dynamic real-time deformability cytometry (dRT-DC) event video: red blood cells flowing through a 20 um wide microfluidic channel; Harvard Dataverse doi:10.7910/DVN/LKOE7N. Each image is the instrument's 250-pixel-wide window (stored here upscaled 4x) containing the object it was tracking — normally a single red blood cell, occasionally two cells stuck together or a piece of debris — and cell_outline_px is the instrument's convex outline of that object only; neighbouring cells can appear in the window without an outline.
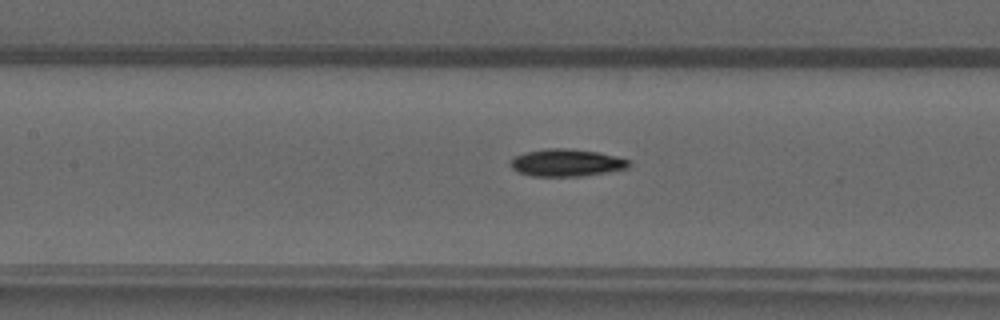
{"species": "common noctule bat (a hibernating species)", "species_latin": "Nyctalus noctula", "temperature_condition": "warm", "stored_images_in_passage": 33, "camera_frame_rate_fps": 3000, "um_per_image_px": 0.085, "animal": {"sex": "male", "forearm_length_mm": 52.5}, "frame": {"image": 1, "passage_image": 7, "time_ms": 2.0, "image_size_px": [1000, 320], "cell_outline_px": [[632, 164], [628, 168], [608, 172], [580, 176], [532, 176], [516, 172], [512, 168], [512, 160], [516, 156], [524, 152], [544, 148], [568, 148], [600, 152], [632, 160]], "centroid_in_image_um": [48.2, 13.82], "position_along_channel_um": 159.2, "area_um2": 19.07}}
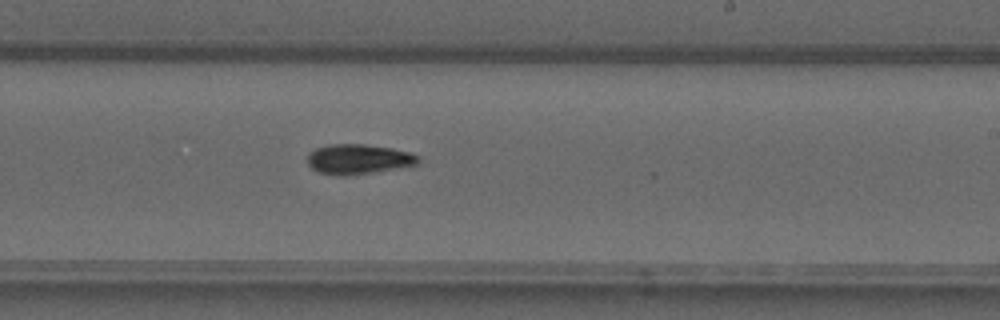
{"frame": {"image": 2, "passage_image": 14, "time_ms": 4.333, "image_size_px": [1000, 320], "cell_outline_px": [[420, 160], [416, 164], [372, 172], [344, 176], [340, 176], [320, 172], [312, 168], [308, 164], [308, 152], [316, 148], [332, 144], [364, 144], [392, 148], [408, 152], [420, 156]], "centroid_in_image_um": [30.44, 13.52], "position_along_channel_um": 258.6, "area_um2": 19.07}}
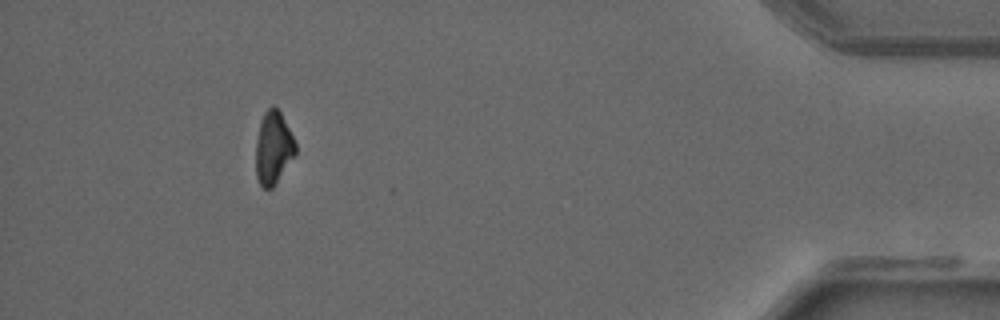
{"frame": {"image": 3, "passage_image": 29, "time_ms": 9.333, "image_size_px": [1000, 320], "cell_outline_px": [[296, 156], [272, 188], [264, 188], [260, 184], [256, 176], [256, 140], [260, 120], [264, 112], [272, 104], [280, 112], [296, 144]], "centroid_in_image_um": [23.23, 12.57], "position_along_channel_um": 412.0, "area_um2": 16.88}}